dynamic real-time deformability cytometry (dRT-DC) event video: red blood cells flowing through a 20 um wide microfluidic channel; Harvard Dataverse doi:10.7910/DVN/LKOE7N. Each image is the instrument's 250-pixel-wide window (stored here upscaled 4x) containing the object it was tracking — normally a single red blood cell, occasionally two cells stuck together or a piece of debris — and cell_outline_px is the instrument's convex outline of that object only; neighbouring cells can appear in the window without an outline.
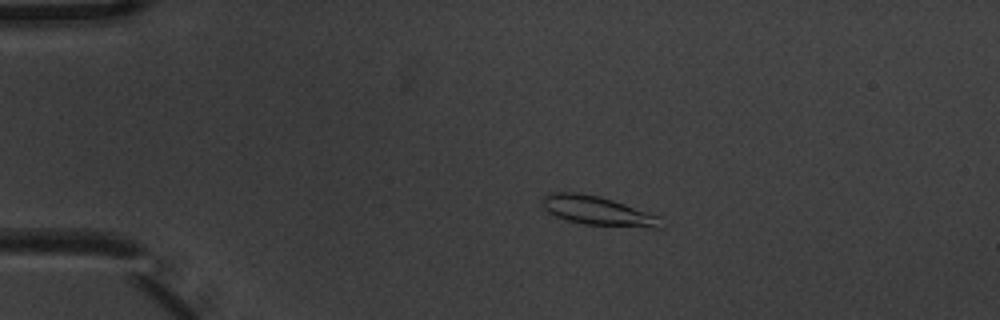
{"species": "common noctule bat (a hibernating species)", "species_latin": "Nyctalus noctula", "temperature_condition": "warm", "stored_images_in_passage": 6, "camera_frame_rate_fps": 3000, "um_per_image_px": 0.085, "animal": {"sex": "male", "body_mass_g": 20.1, "forearm_length_mm": 53.5}, "frame": {"image": 1, "passage_image": 4, "time_ms": 1.0, "image_size_px": [1000, 320], "cell_outline_px": [[668, 224], [660, 228], [652, 228], [584, 224], [568, 220], [556, 216], [548, 212], [544, 208], [544, 196], [548, 192], [576, 192], [600, 196], [660, 216]], "centroid_in_image_um": [50.89, 17.93], "position_along_channel_um": 34.1, "area_um2": 20.17}}
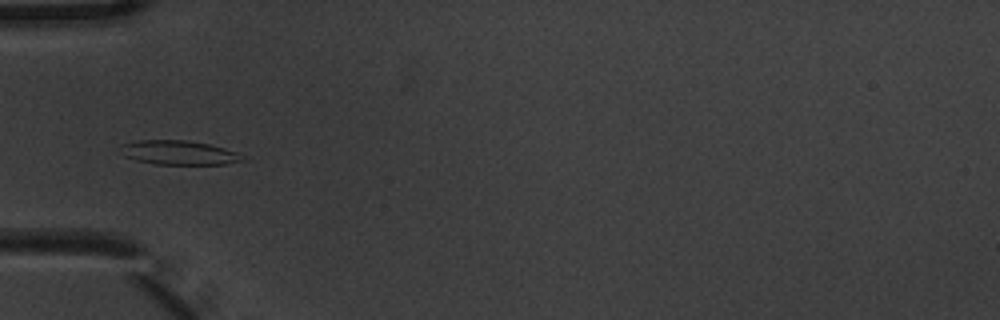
{"frame": {"image": 2, "passage_image": 6, "time_ms": 1.667, "image_size_px": [1000, 320], "cell_outline_px": [[248, 160], [224, 164], [152, 164], [136, 160], [124, 156], [120, 144], [140, 140], [188, 140], [208, 144], [224, 148], [236, 152]], "centroid_in_image_um": [15.2, 12.97], "position_along_channel_um": 69.8, "area_um2": 17.17}}